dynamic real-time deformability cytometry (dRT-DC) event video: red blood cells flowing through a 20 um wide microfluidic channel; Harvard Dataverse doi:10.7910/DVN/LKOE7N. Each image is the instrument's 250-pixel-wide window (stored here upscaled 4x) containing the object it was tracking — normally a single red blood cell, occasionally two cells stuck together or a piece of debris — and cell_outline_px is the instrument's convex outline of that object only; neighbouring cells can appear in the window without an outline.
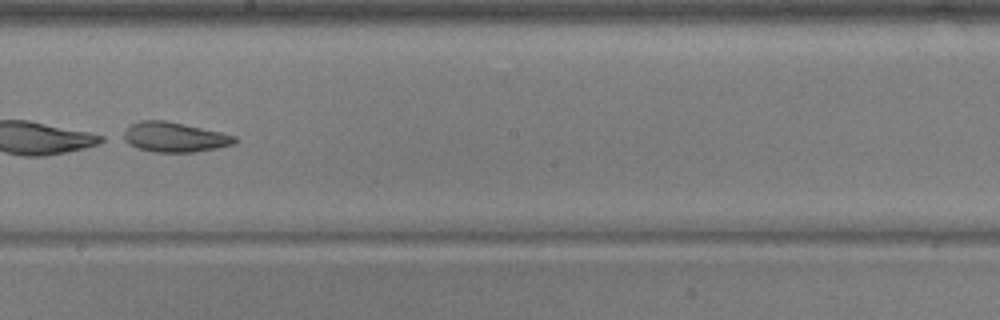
{"species": "common noctule bat (a hibernating species)", "species_latin": "Nyctalus noctula", "temperature_condition": "warm", "stored_images_in_passage": 53, "camera_frame_rate_fps": 3000, "um_per_image_px": 0.085, "animal": {"sex": "male", "body_mass_g": 17.9, "forearm_length_mm": 54.2}, "frame": {"image": 1, "passage_image": 31, "time_ms": 10.0, "image_size_px": [1000, 320], "cell_outline_px": [[236, 144], [216, 148], [192, 152], [152, 152], [140, 148], [116, 136], [132, 124], [140, 120], [164, 120], [184, 124], [220, 132], [236, 136]], "centroid_in_image_um": [14.78, 11.65], "position_along_channel_um": 233.4, "area_um2": 19.36}}